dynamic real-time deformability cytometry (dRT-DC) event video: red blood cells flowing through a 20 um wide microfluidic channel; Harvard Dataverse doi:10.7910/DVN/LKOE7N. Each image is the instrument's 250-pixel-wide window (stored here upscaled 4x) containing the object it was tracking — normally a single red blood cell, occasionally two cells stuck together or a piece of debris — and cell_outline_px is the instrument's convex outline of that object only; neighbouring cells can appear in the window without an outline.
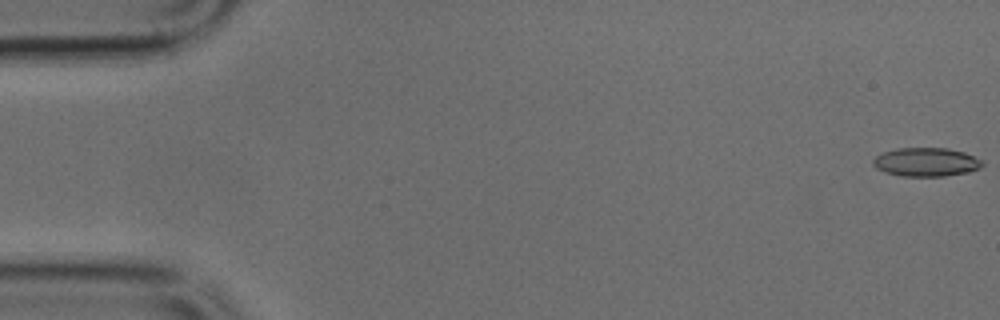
{"species": "common noctule bat (a hibernating species)", "species_latin": "Nyctalus noctula", "temperature_condition": "cold", "stored_images_in_passage": 49, "camera_frame_rate_fps": 3000, "um_per_image_px": 0.085, "animal": {"sex": "male", "body_mass_g": 17.9, "forearm_length_mm": 54.2}, "frame": {"image": 1, "passage_image": 1, "time_ms": 0.0, "image_size_px": [1000, 320], "cell_outline_px": [[984, 164], [980, 168], [968, 172], [944, 176], [900, 176], [876, 168], [872, 164], [872, 160], [876, 156], [884, 152], [896, 148], [948, 148], [964, 152], [984, 160]], "centroid_in_image_um": [78.75, 13.77], "position_along_channel_um": 6.2, "area_um2": 18.32}}
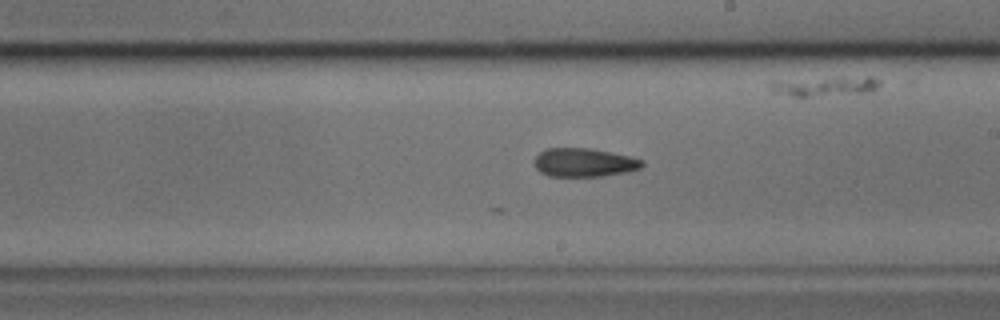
{"frame": {"image": 2, "passage_image": 28, "time_ms": 9.0, "image_size_px": [1000, 320], "cell_outline_px": [[644, 164], [640, 168], [624, 172], [604, 176], [548, 176], [540, 172], [536, 168], [532, 160], [544, 148], [588, 148], [628, 156], [644, 160]], "centroid_in_image_um": [49.59, 13.81], "position_along_channel_um": 239.4, "area_um2": 17.92}}
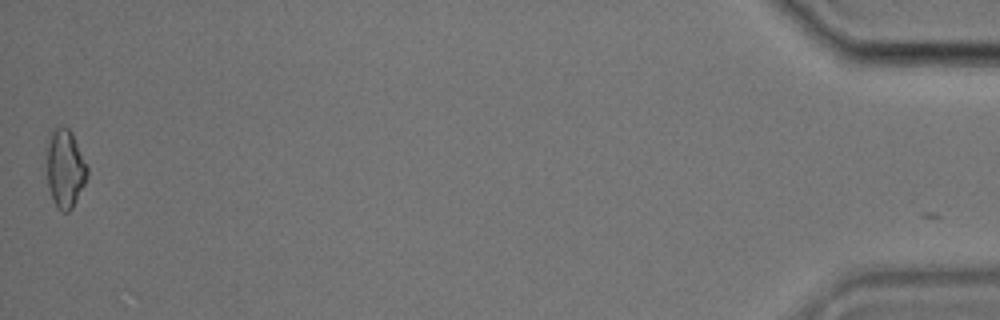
{"frame": {"image": 3, "passage_image": 49, "time_ms": 16.0, "image_size_px": [1000, 320], "cell_outline_px": [[88, 176], [72, 208], [68, 212], [64, 212], [56, 208], [52, 200], [48, 184], [48, 140], [52, 128], [60, 124], [64, 124], [72, 132], [88, 168]], "centroid_in_image_um": [5.54, 14.29], "position_along_channel_um": 429.7, "area_um2": 18.5}}